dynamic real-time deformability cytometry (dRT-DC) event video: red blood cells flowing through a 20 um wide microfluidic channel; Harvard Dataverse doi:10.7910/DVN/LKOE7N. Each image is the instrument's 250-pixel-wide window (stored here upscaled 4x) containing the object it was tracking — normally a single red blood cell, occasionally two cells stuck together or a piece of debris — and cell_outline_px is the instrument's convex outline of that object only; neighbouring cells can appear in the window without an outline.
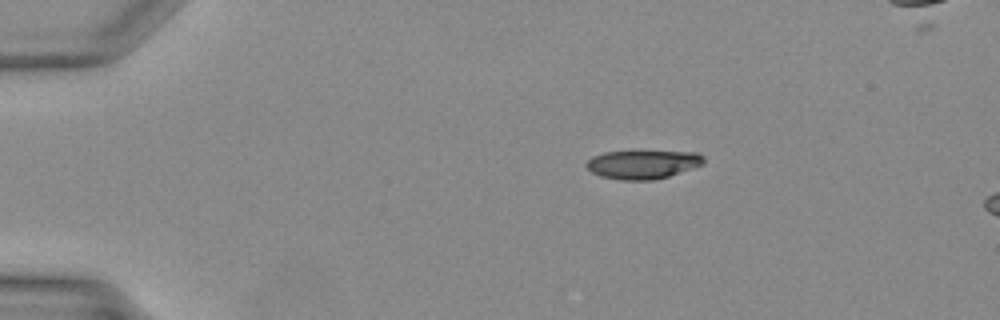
{"species": "Egyptian fruit bat (a non-hibernating species)", "species_latin": "Rousettus aegyptiacus", "temperature_condition": "warm", "stored_images_in_passage": 5, "camera_frame_rate_fps": 3000, "um_per_image_px": 0.085, "animal": {"sex": "female"}, "frame": {"image": 1, "passage_image": 1, "time_ms": 0.0, "image_size_px": [1000, 320], "cell_outline_px": [[704, 164], [668, 176], [652, 180], [620, 180], [600, 176], [592, 172], [584, 164], [592, 156], [604, 152], [696, 152], [704, 156]], "centroid_in_image_um": [54.62, 13.98], "position_along_channel_um": 30.4, "area_um2": 19.36}}